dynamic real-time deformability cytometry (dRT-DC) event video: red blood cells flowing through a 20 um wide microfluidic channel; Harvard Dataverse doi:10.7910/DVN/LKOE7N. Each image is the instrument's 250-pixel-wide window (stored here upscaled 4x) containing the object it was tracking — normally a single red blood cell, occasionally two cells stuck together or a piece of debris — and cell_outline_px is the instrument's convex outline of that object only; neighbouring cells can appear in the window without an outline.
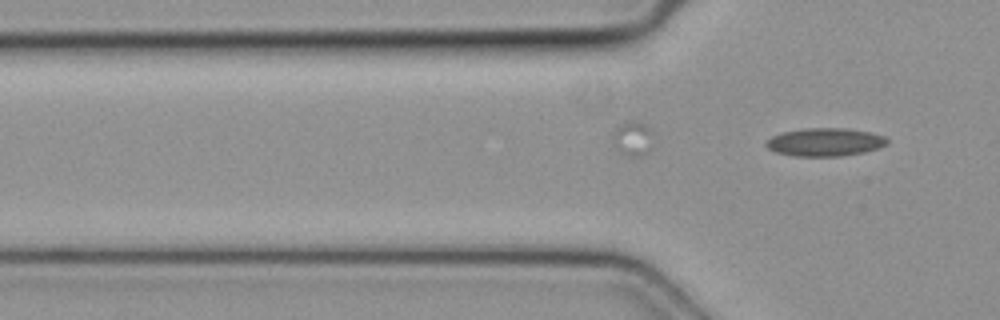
{"species": "common noctule bat (a hibernating species)", "species_latin": "Nyctalus noctula", "temperature_condition": "cold", "stored_images_in_passage": 7, "camera_frame_rate_fps": 3000, "um_per_image_px": 0.085, "animal": {"sex": "female", "body_mass_g": 19.3, "forearm_length_mm": 54.1}, "frame": {"image": 1, "passage_image": 7, "time_ms": 2.0, "image_size_px": [1000, 320], "cell_outline_px": [[888, 144], [880, 148], [864, 152], [840, 156], [796, 156], [776, 152], [768, 148], [764, 144], [772, 136], [784, 132], [804, 128], [848, 128], [872, 132], [884, 136], [888, 140]], "centroid_in_image_um": [70.17, 12.07], "position_along_channel_um": 55.6, "area_um2": 19.88}}